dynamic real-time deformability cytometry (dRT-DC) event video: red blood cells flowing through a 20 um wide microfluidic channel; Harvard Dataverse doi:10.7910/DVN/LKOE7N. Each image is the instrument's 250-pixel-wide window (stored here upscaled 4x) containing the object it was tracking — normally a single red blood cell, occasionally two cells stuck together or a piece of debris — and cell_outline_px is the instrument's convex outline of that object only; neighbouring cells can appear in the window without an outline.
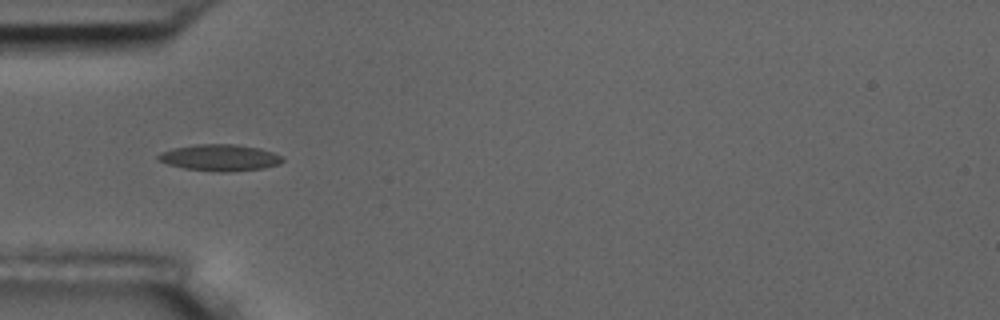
{"species": "common noctule bat (a hibernating species)", "species_latin": "Nyctalus noctula", "temperature_condition": "room temperature", "stored_images_in_passage": 8, "camera_frame_rate_fps": 3000, "um_per_image_px": 0.085, "animal": {"sex": "male", "body_mass_g": 17.5, "forearm_length_mm": 52.3}, "frame": {"image": 1, "passage_image": 2, "time_ms": 1.0, "image_size_px": [1000, 320], "cell_outline_px": [[284, 160], [280, 164], [264, 168], [228, 172], [220, 172], [184, 168], [168, 164], [156, 160], [156, 156], [160, 152], [172, 148], [196, 144], [236, 144], [260, 148], [284, 156]], "centroid_in_image_um": [18.69, 13.39], "position_along_channel_um": 66.3, "area_um2": 19.42}}
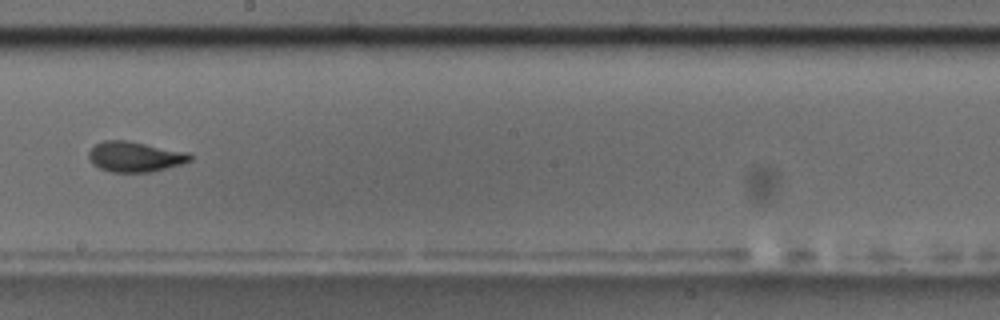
{"frame": {"image": 2, "passage_image": 6, "time_ms": 5.667, "image_size_px": [1000, 320], "cell_outline_px": [[192, 160], [184, 164], [152, 172], [112, 172], [100, 168], [92, 164], [88, 156], [88, 152], [96, 144], [104, 140], [128, 140], [188, 152], [192, 156]], "centroid_in_image_um": [11.5, 13.32], "position_along_channel_um": 236.7, "area_um2": 18.09}}
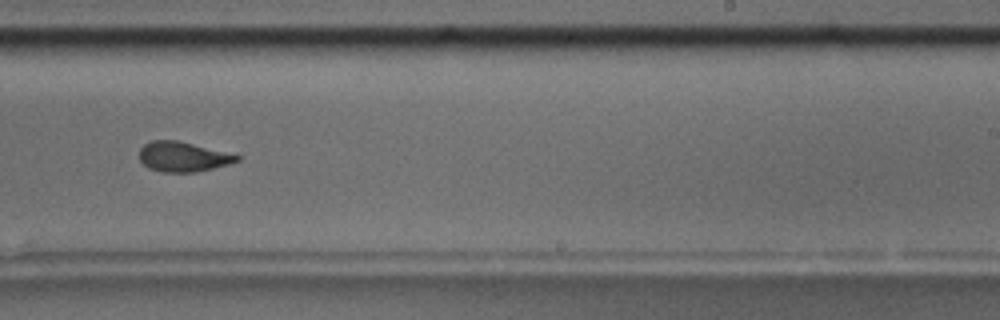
{"frame": {"image": 3, "passage_image": 7, "time_ms": 6.667, "image_size_px": [1000, 320], "cell_outline_px": [[240, 160], [228, 164], [196, 172], [164, 172], [148, 168], [140, 160], [140, 148], [144, 144], [152, 140], [176, 140], [240, 156]], "centroid_in_image_um": [15.5, 13.33], "position_along_channel_um": 273.5, "area_um2": 16.65}}